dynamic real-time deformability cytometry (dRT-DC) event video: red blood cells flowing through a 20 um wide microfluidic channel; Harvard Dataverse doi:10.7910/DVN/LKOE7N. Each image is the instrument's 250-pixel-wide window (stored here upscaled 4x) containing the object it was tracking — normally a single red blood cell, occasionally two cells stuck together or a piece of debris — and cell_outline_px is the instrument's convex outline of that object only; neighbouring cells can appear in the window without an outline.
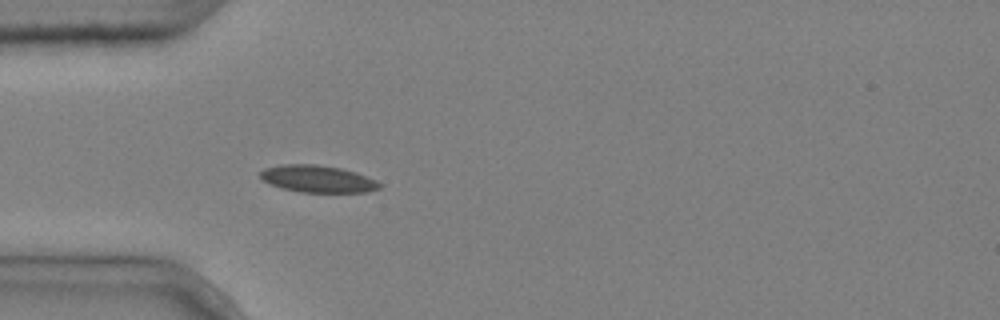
{"species": "common noctule bat (a hibernating species)", "species_latin": "Nyctalus noctula", "temperature_condition": "cold", "stored_images_in_passage": 1, "camera_frame_rate_fps": 3000, "um_per_image_px": 0.085, "animal": {"sex": "male", "body_mass_g": 20.4}, "frame": {"image": 1, "passage_image": 1, "time_ms": 0.0, "image_size_px": [1000, 320], "cell_outline_px": [[380, 188], [368, 192], [300, 192], [280, 188], [268, 184], [260, 176], [260, 172], [264, 168], [280, 164], [316, 164], [340, 168], [356, 172], [376, 180], [380, 184]], "centroid_in_image_um": [26.97, 15.2], "position_along_channel_um": 58.0, "area_um2": 18.9}}